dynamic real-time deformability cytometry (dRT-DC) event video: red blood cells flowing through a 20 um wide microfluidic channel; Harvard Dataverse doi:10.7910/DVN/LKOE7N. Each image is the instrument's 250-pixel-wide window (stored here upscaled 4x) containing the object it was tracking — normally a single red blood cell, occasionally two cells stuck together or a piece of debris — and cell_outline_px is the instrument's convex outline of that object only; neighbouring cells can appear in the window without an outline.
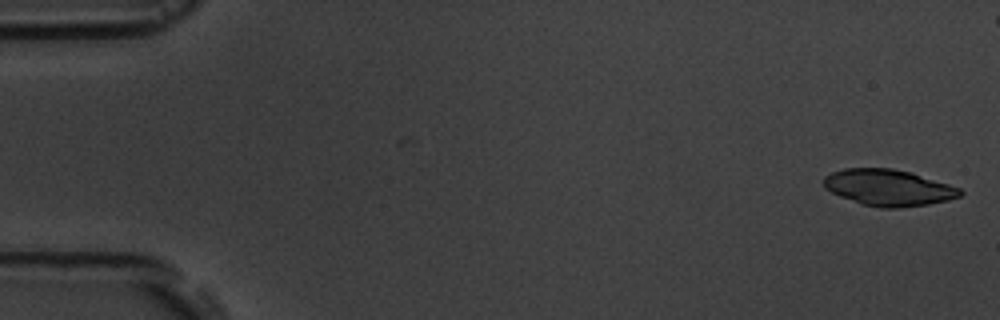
{"species": "common noctule bat (a hibernating species)", "species_latin": "Nyctalus noctula", "temperature_condition": "room temperature", "stored_images_in_passage": 6, "camera_frame_rate_fps": 3000, "um_per_image_px": 0.085, "animal": {"sex": "male", "body_mass_g": 19.5, "forearm_length_mm": 54.6}, "frame": {"image": 1, "passage_image": 1, "time_ms": 0.0, "image_size_px": [1000, 320], "cell_outline_px": [[964, 192], [960, 196], [948, 200], [928, 204], [900, 208], [880, 208], [860, 204], [840, 196], [824, 188], [824, 176], [832, 172], [844, 168], [892, 168], [912, 172], [960, 188]], "centroid_in_image_um": [75.51, 15.95], "position_along_channel_um": 9.5, "area_um2": 29.02}}